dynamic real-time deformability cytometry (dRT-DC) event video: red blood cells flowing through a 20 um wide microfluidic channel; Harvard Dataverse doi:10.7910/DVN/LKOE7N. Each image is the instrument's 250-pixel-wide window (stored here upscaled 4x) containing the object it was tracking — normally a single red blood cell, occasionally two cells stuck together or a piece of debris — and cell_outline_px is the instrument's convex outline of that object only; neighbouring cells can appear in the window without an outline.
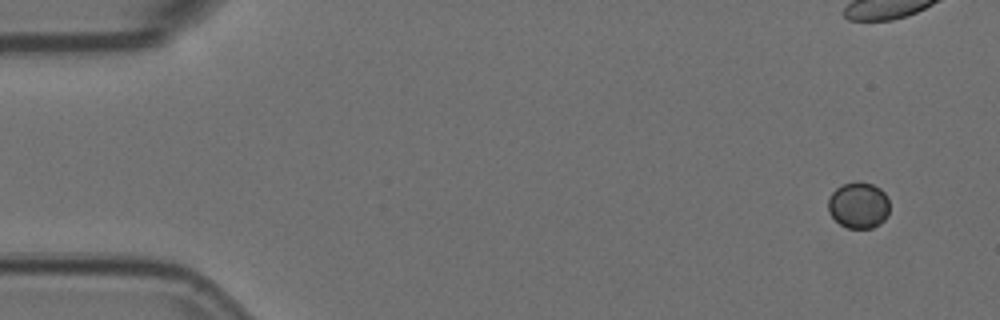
{"species": "Egyptian fruit bat (a non-hibernating species)", "species_latin": "Rousettus aegyptiacus", "temperature_condition": "room temperature", "stored_images_in_passage": 5, "camera_frame_rate_fps": 3000, "um_per_image_px": 0.085, "animal": {"sex": "female"}, "frame": {"image": 1, "passage_image": 1, "time_ms": 0.0, "image_size_px": [1000, 320], "cell_outline_px": [[888, 216], [880, 224], [872, 228], [848, 228], [840, 224], [828, 212], [828, 200], [832, 192], [836, 188], [844, 184], [872, 184], [880, 188], [884, 192], [888, 200]], "centroid_in_image_um": [72.98, 17.48], "position_along_channel_um": 12.0, "area_um2": 16.24}}